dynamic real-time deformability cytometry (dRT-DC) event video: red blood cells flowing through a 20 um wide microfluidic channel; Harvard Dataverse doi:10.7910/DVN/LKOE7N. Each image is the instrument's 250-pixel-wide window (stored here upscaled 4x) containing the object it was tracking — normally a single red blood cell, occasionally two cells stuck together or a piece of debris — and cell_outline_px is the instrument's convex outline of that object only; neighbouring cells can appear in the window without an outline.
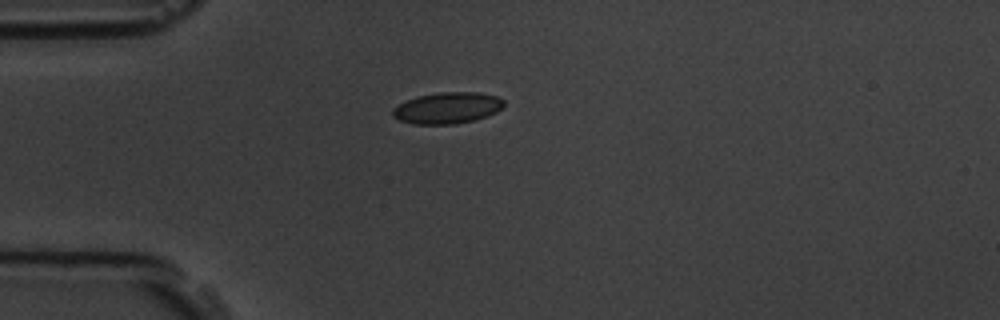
{"species": "common noctule bat (a hibernating species)", "species_latin": "Nyctalus noctula", "temperature_condition": "room temperature", "stored_images_in_passage": 4, "camera_frame_rate_fps": 3000, "um_per_image_px": 0.085, "animal": {"sex": "male", "body_mass_g": 19.5, "forearm_length_mm": 54.6}, "frame": {"image": 1, "passage_image": 1, "time_ms": 0.0, "image_size_px": [1000, 320], "cell_outline_px": [[504, 104], [496, 112], [472, 120], [452, 124], [412, 124], [400, 120], [392, 116], [392, 108], [408, 100], [420, 96], [440, 92], [480, 92], [496, 96], [504, 100]], "centroid_in_image_um": [38.01, 9.17], "position_along_channel_um": 47.0, "area_um2": 20.0}}
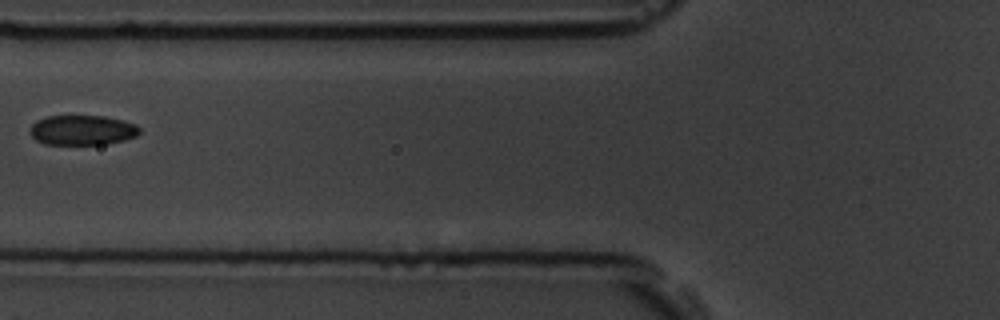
{"frame": {"image": 2, "passage_image": 3, "time_ms": 2.333, "image_size_px": [1000, 320], "cell_outline_px": [[140, 132], [136, 136], [124, 140], [104, 144], [44, 144], [36, 140], [28, 132], [32, 124], [36, 120], [48, 116], [104, 116], [136, 124], [140, 128]], "centroid_in_image_um": [6.97, 11.06], "position_along_channel_um": 118.8, "area_um2": 19.07}}
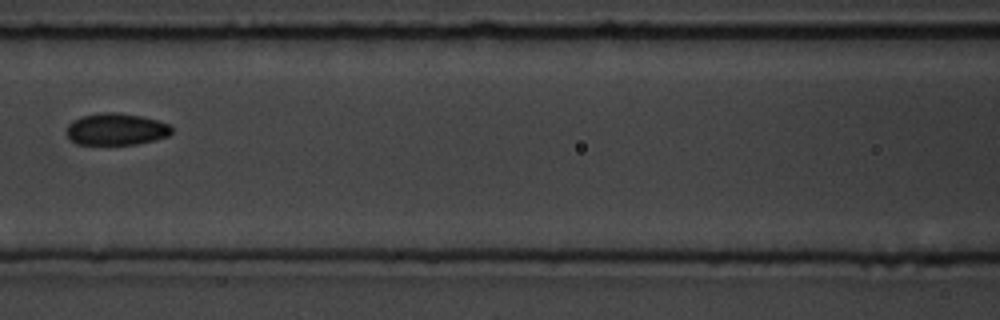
{"frame": {"image": 3, "passage_image": 4, "time_ms": 3.333, "image_size_px": [1000, 320], "cell_outline_px": [[172, 132], [168, 136], [156, 140], [136, 144], [76, 144], [68, 136], [68, 124], [72, 120], [80, 116], [104, 112], [116, 112], [140, 116], [156, 120], [168, 124], [172, 128]], "centroid_in_image_um": [9.88, 10.98], "position_along_channel_um": 156.7, "area_um2": 19.42}}